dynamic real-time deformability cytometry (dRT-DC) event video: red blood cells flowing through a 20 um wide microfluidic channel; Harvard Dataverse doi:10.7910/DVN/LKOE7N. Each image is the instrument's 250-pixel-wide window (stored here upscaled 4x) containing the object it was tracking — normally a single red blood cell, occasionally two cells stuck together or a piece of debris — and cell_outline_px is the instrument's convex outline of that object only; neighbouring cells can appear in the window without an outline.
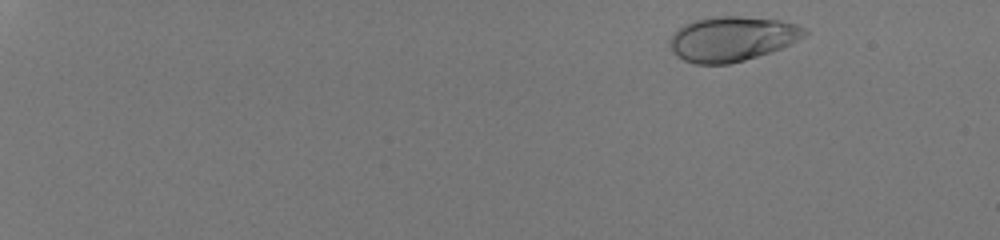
{"species": "human", "species_latin": "Homo sapiens", "temperature_condition": "room temperature", "stored_images_in_passage": 50, "camera_frame_rate_fps": 3000, "um_per_image_px": 0.085, "donor": {"sex": "male"}, "frame": {"image": 1, "passage_image": 3, "time_ms": 0.667, "image_size_px": [1000, 240], "cell_outline_px": [[808, 32], [804, 36], [780, 48], [744, 60], [728, 64], [696, 64], [684, 60], [676, 56], [672, 52], [668, 44], [668, 40], [684, 24], [692, 20], [720, 16], [740, 16], [780, 20], [796, 24], [808, 28]], "centroid_in_image_um": [62.2, 3.29], "position_along_channel_um": 22.8, "area_um2": 35.03}}
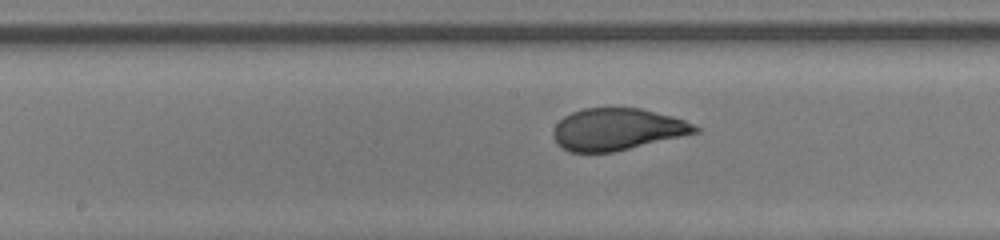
{"frame": {"image": 2, "passage_image": 29, "time_ms": 9.333, "image_size_px": [1000, 240], "cell_outline_px": [[700, 132], [612, 152], [568, 152], [556, 144], [552, 136], [552, 132], [556, 124], [564, 116], [572, 112], [584, 108], [640, 108], [672, 116], [684, 120], [700, 128]], "centroid_in_image_um": [52.42, 10.99], "position_along_channel_um": 195.8, "area_um2": 34.56}}
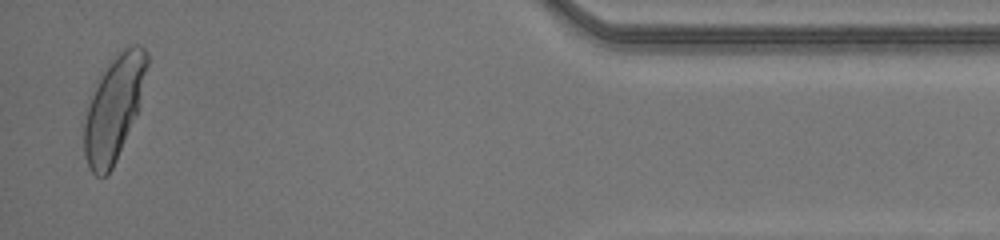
{"frame": {"image": 3, "passage_image": 49, "time_ms": 16.0, "image_size_px": [1000, 240], "cell_outline_px": [[148, 64], [140, 108], [116, 160], [112, 168], [104, 176], [96, 176], [88, 168], [84, 156], [84, 124], [88, 108], [96, 80], [100, 72], [124, 48], [132, 44], [140, 44], [148, 52]], "centroid_in_image_um": [9.7, 9.17], "position_along_channel_um": 425.5, "area_um2": 38.32}, "authors_computed_cell_mechanics": {"area_um2": 35.0846, "velocity_mm_per_s": 4.1691, "shape_relaxation_time_tau1_ms": 3.9034, "shape_relaxation_time_tau2_ms": null, "deformation_change_tau1": 0.202, "deformation_change_tau2": null}}